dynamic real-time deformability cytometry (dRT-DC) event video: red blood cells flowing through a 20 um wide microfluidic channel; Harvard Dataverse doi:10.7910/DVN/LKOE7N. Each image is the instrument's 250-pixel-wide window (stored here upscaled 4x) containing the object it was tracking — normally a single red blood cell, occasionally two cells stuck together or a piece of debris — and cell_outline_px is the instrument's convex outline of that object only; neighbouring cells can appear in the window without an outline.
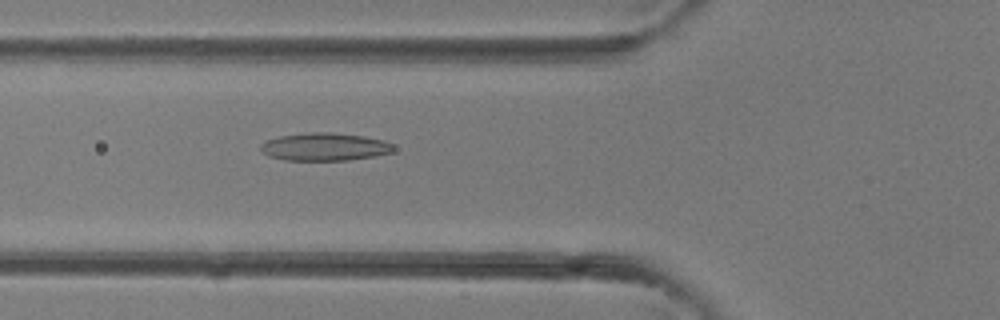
{"species": "common noctule bat (a hibernating species)", "species_latin": "Nyctalus noctula", "temperature_condition": "room temperature", "stored_images_in_passage": 40, "camera_frame_rate_fps": 3000, "um_per_image_px": 0.085, "animal": {"sex": "female"}, "frame": {"image": 1, "passage_image": 15, "time_ms": 4.667, "image_size_px": [1000, 320], "cell_outline_px": [[392, 152], [376, 156], [348, 160], [284, 160], [268, 156], [260, 152], [260, 144], [264, 140], [280, 136], [312, 132], [328, 132], [364, 136], [384, 140], [392, 144]], "centroid_in_image_um": [27.54, 12.48], "position_along_channel_um": 98.3, "area_um2": 21.62}}
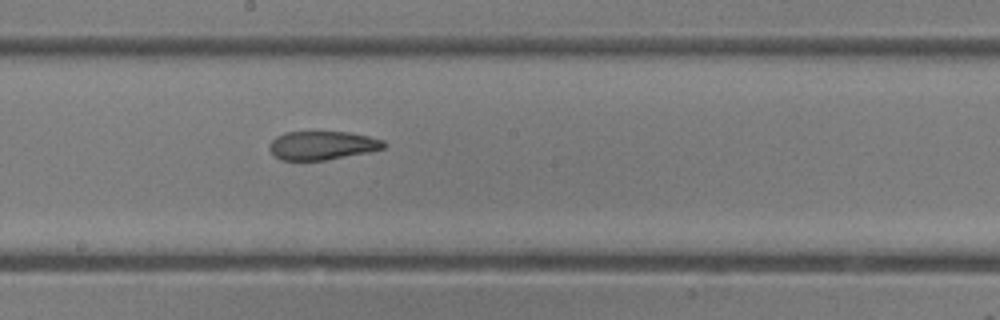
{"frame": {"image": 2, "passage_image": 22, "time_ms": 7.0, "image_size_px": [1000, 320], "cell_outline_px": [[388, 144], [384, 148], [368, 152], [324, 160], [280, 160], [268, 148], [268, 144], [276, 136], [284, 132], [348, 132], [368, 136], [384, 140]], "centroid_in_image_um": [27.38, 12.35], "position_along_channel_um": 220.8, "area_um2": 19.07}}
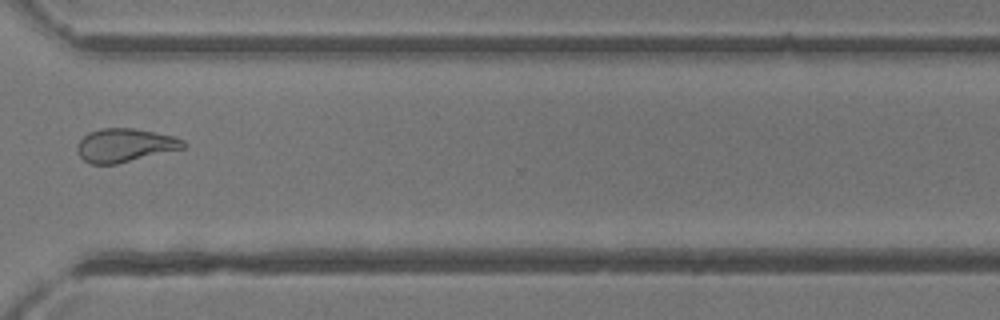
{"frame": {"image": 3, "passage_image": 30, "time_ms": 9.667, "image_size_px": [1000, 320], "cell_outline_px": [[188, 144], [184, 148], [116, 164], [88, 164], [80, 156], [76, 148], [76, 144], [88, 132], [100, 128], [132, 128], [172, 136], [184, 140]], "centroid_in_image_um": [10.58, 12.35], "position_along_channel_um": 360.0, "area_um2": 20.63}}